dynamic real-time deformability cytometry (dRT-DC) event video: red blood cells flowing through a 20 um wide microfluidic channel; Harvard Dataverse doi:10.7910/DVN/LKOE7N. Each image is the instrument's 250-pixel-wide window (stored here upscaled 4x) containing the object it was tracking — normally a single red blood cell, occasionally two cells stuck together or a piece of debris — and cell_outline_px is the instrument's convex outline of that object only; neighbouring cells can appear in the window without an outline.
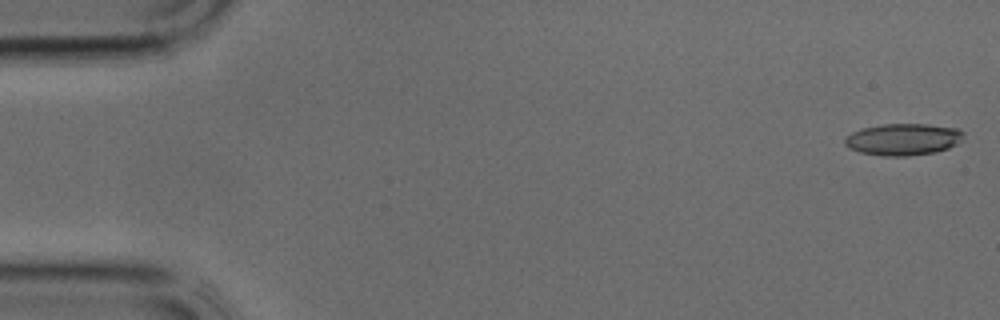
{"species": "common noctule bat (a hibernating species)", "species_latin": "Nyctalus noctula", "temperature_condition": "cold", "stored_images_in_passage": 7, "camera_frame_rate_fps": 3000, "um_per_image_px": 0.085, "animal": {"sex": "male", "body_mass_g": 17.9, "forearm_length_mm": 54.2}, "frame": {"image": 1, "passage_image": 1, "time_ms": 0.0, "image_size_px": [1000, 320], "cell_outline_px": [[964, 132], [960, 140], [956, 144], [948, 148], [936, 152], [908, 156], [884, 156], [860, 152], [848, 148], [844, 144], [844, 140], [852, 132], [860, 128], [884, 124], [928, 124], [956, 128]], "centroid_in_image_um": [76.74, 11.85], "position_along_channel_um": 8.3, "area_um2": 21.96}}